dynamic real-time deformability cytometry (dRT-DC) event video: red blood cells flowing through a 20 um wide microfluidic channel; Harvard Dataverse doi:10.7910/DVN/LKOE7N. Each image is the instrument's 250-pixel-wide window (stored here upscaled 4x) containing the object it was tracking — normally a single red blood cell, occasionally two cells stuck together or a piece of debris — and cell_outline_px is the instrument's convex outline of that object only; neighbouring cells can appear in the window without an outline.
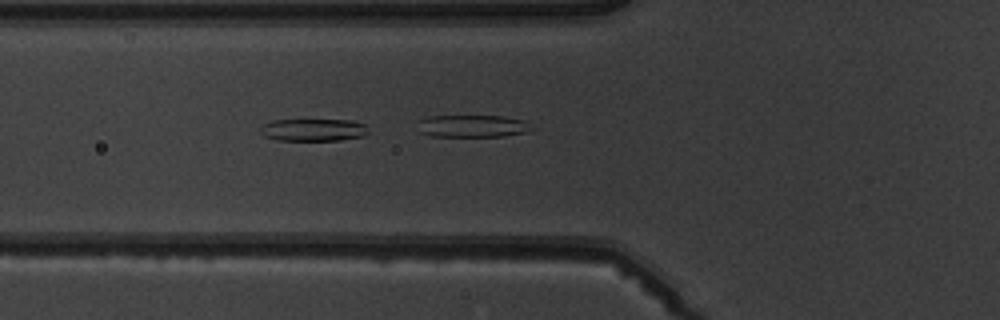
{"species": "common noctule bat (a hibernating species)", "species_latin": "Nyctalus noctula", "temperature_condition": "warm", "stored_images_in_passage": 6, "camera_frame_rate_fps": 3000, "um_per_image_px": 0.085, "animal": {"sex": "male", "body_mass_g": 19.5, "forearm_length_mm": 54.6}, "frame": {"image": 1, "passage_image": 6, "time_ms": 7.0, "image_size_px": [1000, 320], "cell_outline_px": [[368, 132], [364, 136], [340, 140], [276, 140], [264, 136], [260, 132], [260, 128], [264, 124], [272, 120], [352, 120], [364, 124]], "centroid_in_image_um": [26.62, 11.04], "position_along_channel_um": 99.2, "area_um2": 14.05}}